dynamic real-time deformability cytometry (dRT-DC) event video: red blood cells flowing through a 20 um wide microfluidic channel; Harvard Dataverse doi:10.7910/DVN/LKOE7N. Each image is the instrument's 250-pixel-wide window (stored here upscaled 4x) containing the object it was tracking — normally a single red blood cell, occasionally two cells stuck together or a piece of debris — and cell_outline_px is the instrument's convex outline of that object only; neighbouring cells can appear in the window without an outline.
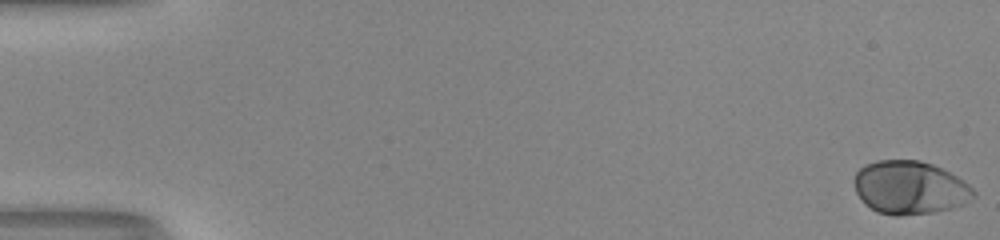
{"species": "human", "species_latin": "Homo sapiens", "temperature_condition": "room temperature", "stored_images_in_passage": 54, "camera_frame_rate_fps": 3000, "um_per_image_px": 0.085, "donor": {"sex": "male"}, "frame": {"image": 1, "passage_image": 1, "time_ms": 0.0, "image_size_px": [1000, 240], "cell_outline_px": [[976, 196], [964, 204], [952, 208], [936, 212], [900, 216], [896, 216], [876, 212], [864, 204], [856, 192], [852, 180], [856, 172], [864, 164], [876, 160], [920, 160], [932, 164], [964, 180], [976, 192]], "centroid_in_image_um": [77.31, 15.95], "position_along_channel_um": 7.7, "area_um2": 37.51}}
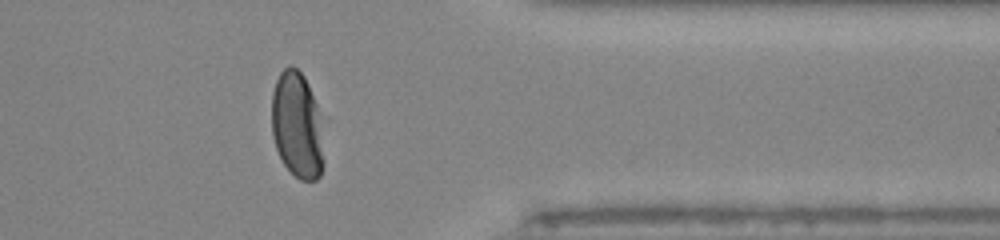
{"frame": {"image": 2, "passage_image": 44, "time_ms": 14.333, "image_size_px": [1000, 240], "cell_outline_px": [[324, 164], [320, 176], [316, 180], [300, 180], [284, 164], [276, 148], [272, 136], [272, 92], [276, 80], [280, 72], [288, 64], [292, 64], [304, 76], [308, 84], [316, 104], [324, 160]], "centroid_in_image_um": [25.22, 10.63], "position_along_channel_um": 386.2, "area_um2": 31.96}}
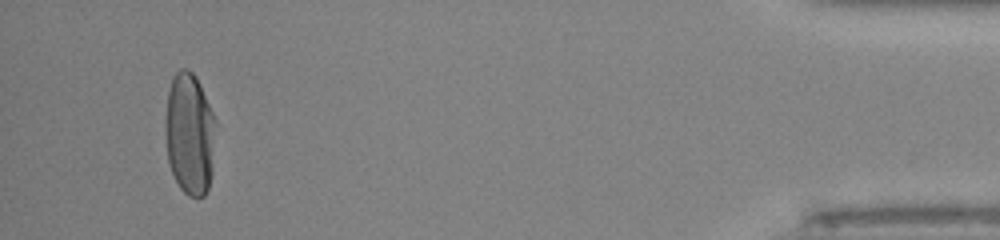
{"frame": {"image": 3, "passage_image": 51, "time_ms": 16.667, "image_size_px": [1000, 240], "cell_outline_px": [[216, 124], [212, 172], [208, 188], [204, 196], [188, 196], [180, 188], [172, 172], [168, 160], [164, 132], [164, 120], [168, 92], [172, 80], [176, 72], [180, 68], [188, 68], [196, 76], [200, 84], [216, 120]], "centroid_in_image_um": [16.11, 11.36], "position_along_channel_um": 419.1, "area_um2": 36.24}, "authors_computed_cell_mechanics": {"area_um2": 35.7782, "velocity_mm_per_s": 3.9905, "shape_relaxation_time_tau1_ms": 2.5955, "shape_relaxation_time_tau2_ms": null, "deformation_change_tau1": 0.1649, "deformation_change_tau2": null}}